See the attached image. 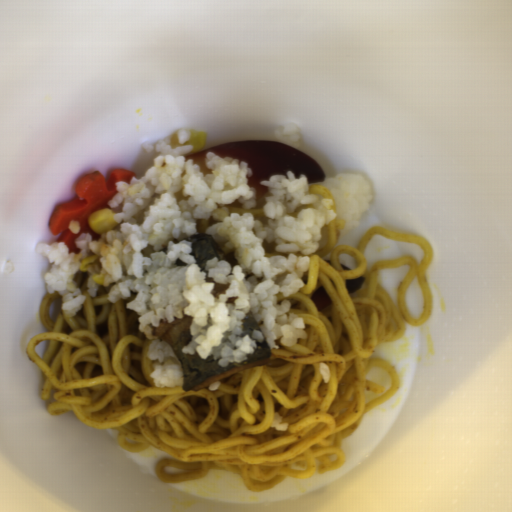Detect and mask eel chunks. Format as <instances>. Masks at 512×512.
Listing matches in <instances>:
<instances>
[{
  "instance_id": "eel-chunks-3",
  "label": "eel chunks",
  "mask_w": 512,
  "mask_h": 512,
  "mask_svg": "<svg viewBox=\"0 0 512 512\" xmlns=\"http://www.w3.org/2000/svg\"><path fill=\"white\" fill-rule=\"evenodd\" d=\"M261 332V327L258 325L253 311H249L242 320L241 334L252 335L253 331Z\"/></svg>"
},
{
  "instance_id": "eel-chunks-2",
  "label": "eel chunks",
  "mask_w": 512,
  "mask_h": 512,
  "mask_svg": "<svg viewBox=\"0 0 512 512\" xmlns=\"http://www.w3.org/2000/svg\"><path fill=\"white\" fill-rule=\"evenodd\" d=\"M186 241H190V254L193 256L196 265L200 267L201 271H204V276L207 283H214V289L218 293L225 291L228 288L227 284L216 283L213 277L208 275L206 264L212 258H216L217 260L227 262L230 267H235L238 263L236 257L225 253L217 239L209 233L203 231L187 237Z\"/></svg>"
},
{
  "instance_id": "eel-chunks-1",
  "label": "eel chunks",
  "mask_w": 512,
  "mask_h": 512,
  "mask_svg": "<svg viewBox=\"0 0 512 512\" xmlns=\"http://www.w3.org/2000/svg\"><path fill=\"white\" fill-rule=\"evenodd\" d=\"M191 328L192 317L187 315L182 318L174 317L173 322L160 321L159 326L152 327V335L160 342L167 343L181 367L183 391L209 388L215 380L219 382L226 380L271 360L272 348L268 347L266 338H263L261 342H256L253 354L241 363L217 365L213 356L201 358L197 353L186 354L183 347L191 343Z\"/></svg>"
}]
</instances>
